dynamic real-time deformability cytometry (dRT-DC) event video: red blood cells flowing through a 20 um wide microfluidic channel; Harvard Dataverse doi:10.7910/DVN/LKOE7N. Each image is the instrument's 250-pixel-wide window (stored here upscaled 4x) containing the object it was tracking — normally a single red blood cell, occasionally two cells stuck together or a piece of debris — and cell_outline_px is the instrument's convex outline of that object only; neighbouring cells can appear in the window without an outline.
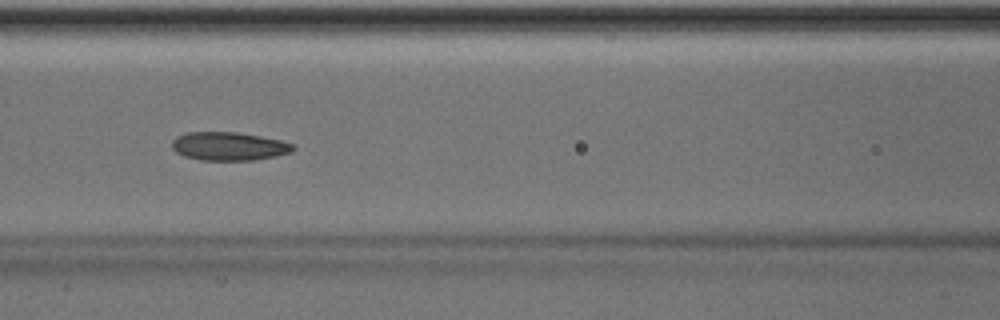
{"species": "Egyptian fruit bat (a non-hibernating species)", "species_latin": "Rousettus aegyptiacus", "temperature_condition": "room temperature", "stored_images_in_passage": 50, "camera_frame_rate_fps": 3000, "um_per_image_px": 0.085, "animal": {"sex": "male"}, "frame": {"image": 1, "passage_image": 22, "time_ms": 7.0, "image_size_px": [1000, 320], "cell_outline_px": [[296, 148], [292, 152], [276, 156], [252, 160], [200, 160], [184, 156], [176, 152], [172, 148], [172, 140], [176, 136], [188, 132], [236, 132], [260, 136], [280, 140], [296, 144]], "centroid_in_image_um": [19.47, 12.43], "position_along_channel_um": 147.1, "area_um2": 20.17}, "authors_computed_cell_mechanics": {"area_um2": 20.3745, "velocity_mm_per_s": 4.0094, "shape_relaxation_time_tau1_ms": 5.7794, "shape_relaxation_time_tau2_ms": 10.3342, "deformation_change_tau1": 0.1119, "deformation_change_tau2": 0.1643}}